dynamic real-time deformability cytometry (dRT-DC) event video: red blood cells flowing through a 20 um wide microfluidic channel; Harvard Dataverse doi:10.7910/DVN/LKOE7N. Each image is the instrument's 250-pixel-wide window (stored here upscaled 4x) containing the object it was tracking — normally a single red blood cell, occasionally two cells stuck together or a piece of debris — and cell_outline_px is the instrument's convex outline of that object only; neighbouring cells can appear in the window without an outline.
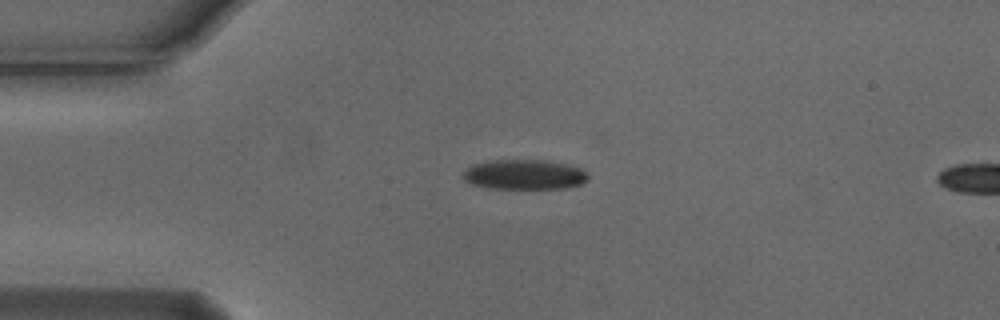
{"species": "Egyptian fruit bat (a non-hibernating species)", "species_latin": "Rousettus aegyptiacus", "temperature_condition": "cold", "stored_images_in_passage": 2, "camera_frame_rate_fps": 3000, "um_per_image_px": 0.085, "animal": {"sex": "male"}, "frame": {"image": 1, "passage_image": 1, "time_ms": 0.0, "image_size_px": [1000, 320], "cell_outline_px": [[588, 180], [580, 184], [564, 188], [488, 188], [472, 184], [464, 180], [460, 176], [472, 164], [488, 160], [548, 160], [568, 164], [580, 168], [588, 176]], "centroid_in_image_um": [44.53, 14.82], "position_along_channel_um": 40.5, "area_um2": 21.85}}